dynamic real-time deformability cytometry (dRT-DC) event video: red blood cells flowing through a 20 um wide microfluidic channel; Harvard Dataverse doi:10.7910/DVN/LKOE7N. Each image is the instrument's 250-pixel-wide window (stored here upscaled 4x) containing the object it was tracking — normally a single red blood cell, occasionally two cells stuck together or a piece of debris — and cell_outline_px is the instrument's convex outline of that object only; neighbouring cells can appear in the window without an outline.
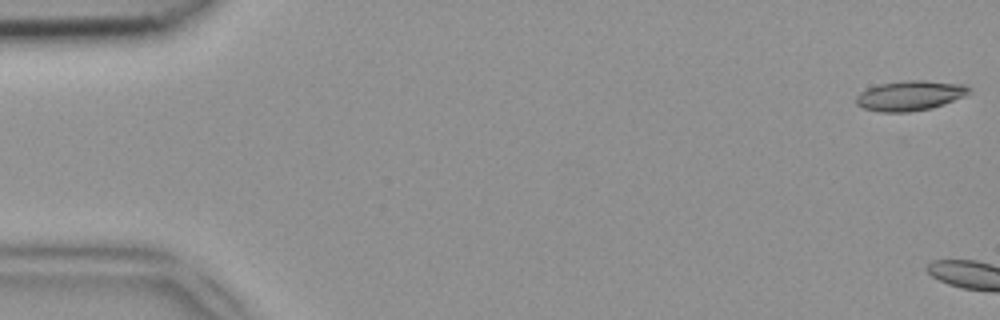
{"species": "common noctule bat (a hibernating species)", "species_latin": "Nyctalus noctula", "temperature_condition": "room temperature", "stored_images_in_passage": 4, "camera_frame_rate_fps": 3000, "um_per_image_px": 0.085, "animal": {"sex": "female", "body_mass_g": 18.4}, "frame": {"image": 1, "passage_image": 1, "time_ms": 0.0, "image_size_px": [1000, 320], "cell_outline_px": [[972, 92], [964, 96], [944, 104], [932, 108], [908, 112], [880, 112], [864, 108], [856, 104], [856, 96], [860, 92], [868, 88], [880, 84], [904, 80], [924, 80], [964, 84], [972, 88]], "centroid_in_image_um": [77.38, 8.12], "position_along_channel_um": 7.6, "area_um2": 19.83}}